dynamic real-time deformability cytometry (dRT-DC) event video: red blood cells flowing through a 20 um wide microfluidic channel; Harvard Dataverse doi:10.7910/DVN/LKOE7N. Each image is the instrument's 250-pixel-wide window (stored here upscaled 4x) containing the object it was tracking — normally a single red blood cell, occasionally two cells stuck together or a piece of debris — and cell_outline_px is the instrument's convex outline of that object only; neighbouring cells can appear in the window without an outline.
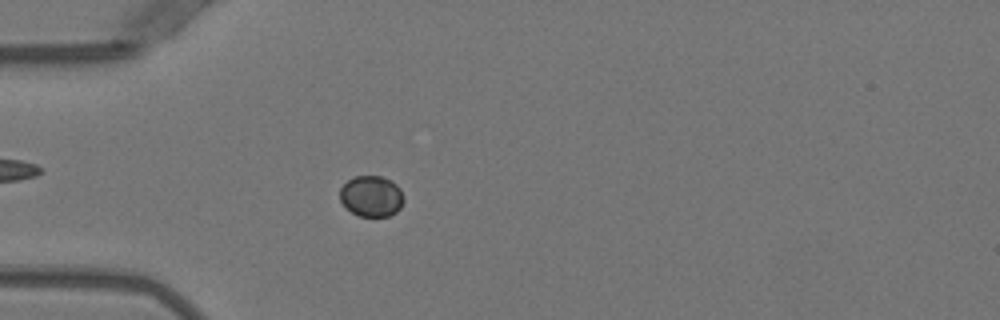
{"species": "Egyptian fruit bat (a non-hibernating species)", "species_latin": "Rousettus aegyptiacus", "temperature_condition": "warm", "stored_images_in_passage": 52, "camera_frame_rate_fps": 3000, "um_per_image_px": 0.085, "animal": {"sex": "female"}, "frame": {"image": 1, "passage_image": 16, "time_ms": 5.0, "image_size_px": [1000, 320], "cell_outline_px": [[404, 200], [400, 208], [396, 212], [388, 216], [360, 216], [352, 212], [340, 200], [340, 188], [348, 180], [356, 176], [380, 176], [396, 184], [400, 188], [404, 196]], "centroid_in_image_um": [31.58, 16.68], "position_along_channel_um": 53.4, "area_um2": 15.09}}
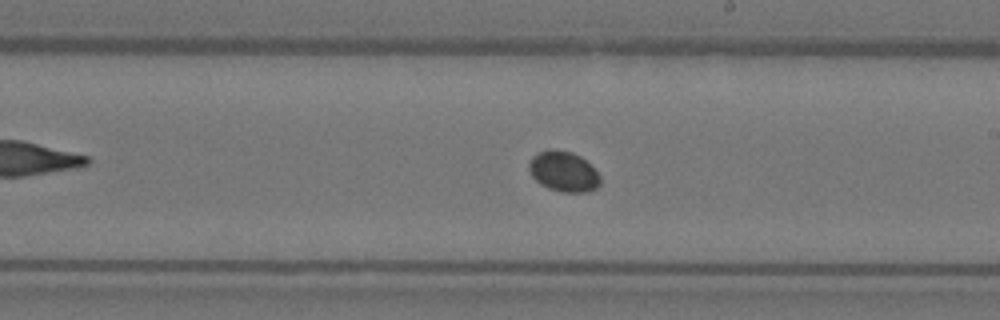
{"frame": {"image": 2, "passage_image": 31, "time_ms": 10.0, "image_size_px": [1000, 320], "cell_outline_px": [[600, 184], [596, 188], [588, 192], [560, 192], [548, 188], [540, 184], [532, 176], [528, 168], [528, 164], [532, 156], [540, 152], [572, 152], [580, 156], [600, 176]], "centroid_in_image_um": [47.9, 14.63], "position_along_channel_um": 241.1, "area_um2": 16.24}}
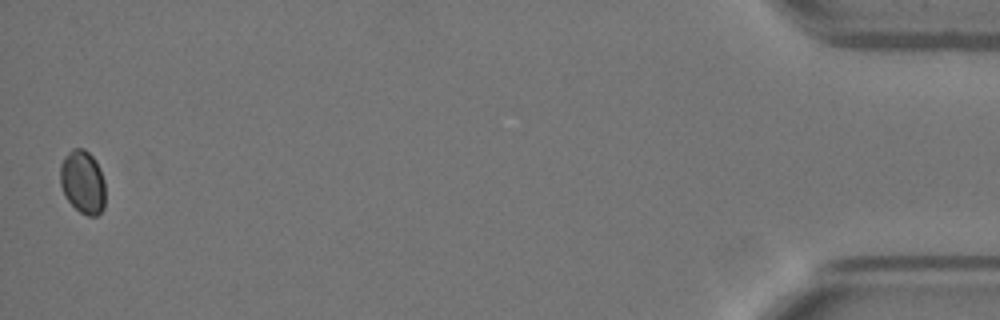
{"frame": {"image": 3, "passage_image": 52, "time_ms": 17.0, "image_size_px": [1000, 320], "cell_outline_px": [[104, 208], [96, 216], [88, 216], [80, 212], [64, 196], [60, 184], [60, 164], [64, 156], [72, 148], [84, 148], [96, 160], [100, 168], [104, 180]], "centroid_in_image_um": [7.02, 15.45], "position_along_channel_um": 428.2, "area_um2": 16.82}}